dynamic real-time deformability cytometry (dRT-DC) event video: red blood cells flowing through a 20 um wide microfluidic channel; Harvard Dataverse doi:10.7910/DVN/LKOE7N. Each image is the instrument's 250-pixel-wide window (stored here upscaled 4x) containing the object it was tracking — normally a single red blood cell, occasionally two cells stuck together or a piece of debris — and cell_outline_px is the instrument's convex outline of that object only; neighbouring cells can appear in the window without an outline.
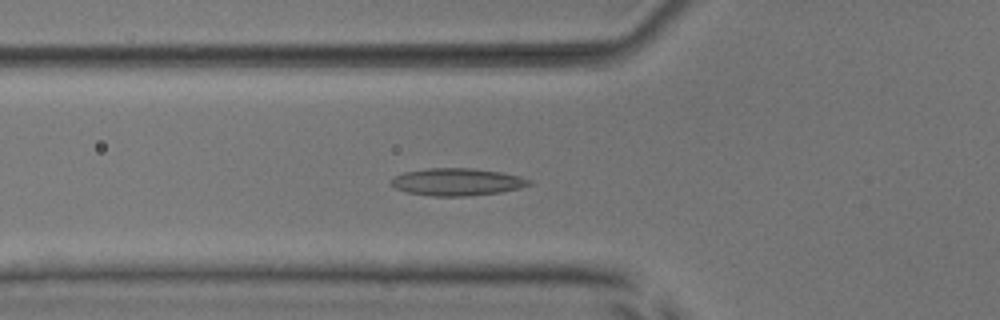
{"species": "common noctule bat (a hibernating species)", "species_latin": "Nyctalus noctula", "temperature_condition": "room temperature", "stored_images_in_passage": 44, "camera_frame_rate_fps": 3000, "um_per_image_px": 0.085, "animal": {"sex": "male", "body_mass_g": 17.9, "forearm_length_mm": 54.2}, "frame": {"image": 1, "passage_image": 10, "time_ms": 3.0, "image_size_px": [1000, 320], "cell_outline_px": [[532, 184], [520, 188], [500, 192], [464, 196], [432, 196], [408, 192], [396, 188], [388, 180], [392, 176], [404, 172], [428, 168], [472, 168], [500, 172], [520, 176], [532, 180]], "centroid_in_image_um": [38.84, 15.45], "position_along_channel_um": 87.0, "area_um2": 22.02}}
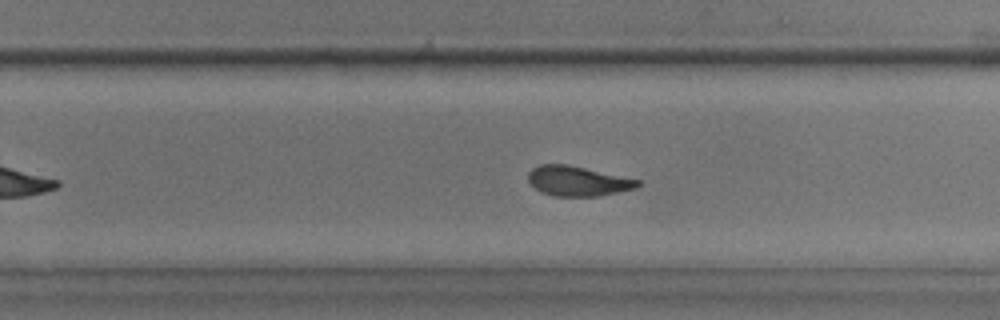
{"frame": {"image": 2, "passage_image": 25, "time_ms": 8.0, "image_size_px": [1000, 320], "cell_outline_px": [[640, 184], [636, 188], [600, 196], [552, 196], [540, 192], [528, 180], [528, 172], [532, 168], [540, 164], [564, 164], [584, 168], [640, 180]], "centroid_in_image_um": [49.08, 15.4], "position_along_channel_um": 280.7, "area_um2": 18.9}}
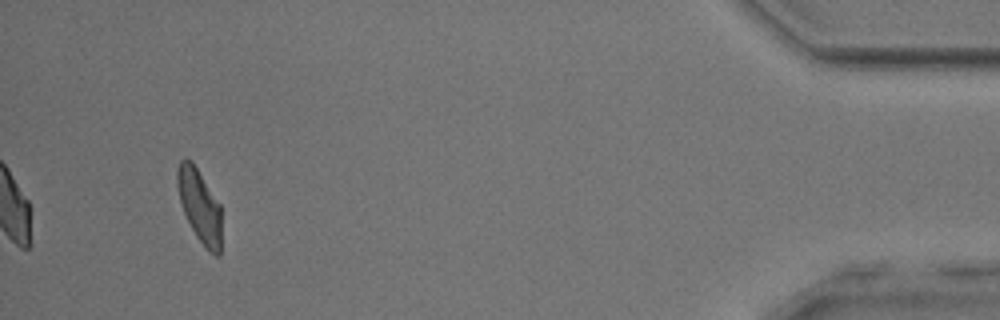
{"frame": {"image": 3, "passage_image": 41, "time_ms": 13.333, "image_size_px": [1000, 320], "cell_outline_px": [[220, 256], [216, 256], [208, 252], [196, 236], [184, 212], [180, 200], [176, 184], [176, 172], [180, 160], [192, 160], [220, 204]], "centroid_in_image_um": [16.96, 17.49], "position_along_channel_um": 418.2, "area_um2": 18.67}, "authors_computed_cell_mechanics": {"area_um2": 19.7965, "velocity_mm_per_s": 3.8784, "shape_relaxation_time_tau1_ms": 9.5507, "shape_relaxation_time_tau2_ms": 1.6852, "deformation_change_tau1": 0.2015, "deformation_change_tau2": 0.084}}